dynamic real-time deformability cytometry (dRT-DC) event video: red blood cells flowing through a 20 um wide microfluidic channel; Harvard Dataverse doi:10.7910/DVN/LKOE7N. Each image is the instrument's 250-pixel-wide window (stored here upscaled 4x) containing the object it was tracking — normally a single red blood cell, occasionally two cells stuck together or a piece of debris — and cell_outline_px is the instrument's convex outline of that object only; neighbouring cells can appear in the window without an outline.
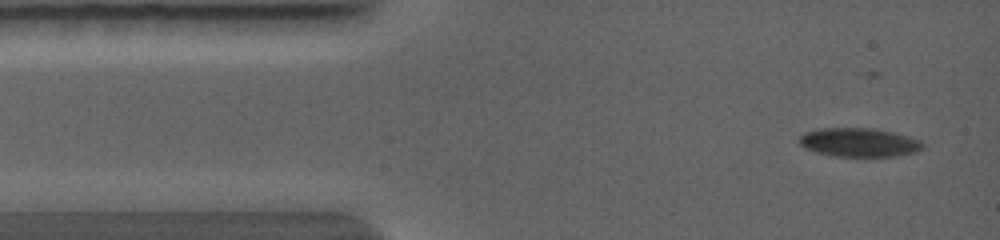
{"species": "common noctule bat (a hibernating species)", "species_latin": "Nyctalus noctula", "temperature_condition": "warm", "stored_images_in_passage": 24, "camera_frame_rate_fps": 5000, "um_per_image_px": 0.085, "animal": {"sex": "female", "body_mass_g": 19.0, "forearm_length_mm": 56.7}, "frame": {"image": 1, "passage_image": 1, "time_ms": 0.0, "image_size_px": [1000, 240], "cell_outline_px": [[916, 144], [912, 148], [868, 156], [860, 156], [828, 152], [812, 148], [804, 144], [800, 140], [804, 136], [812, 132], [828, 128], [868, 128], [884, 132]], "centroid_in_image_um": [72.7, 12.03], "position_along_channel_um": 12.3, "area_um2": 16.36}}
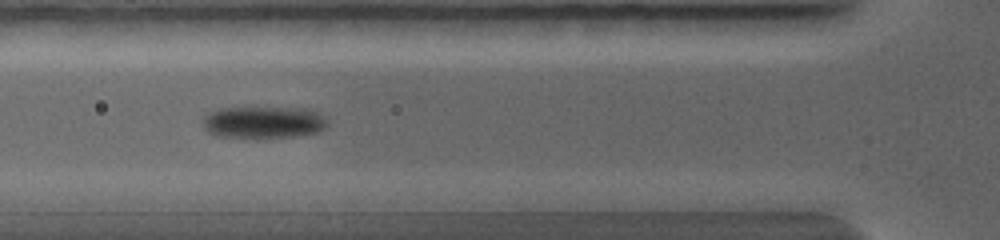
{"frame": {"image": 2, "passage_image": 18, "time_ms": 2.8, "image_size_px": [1000, 240], "cell_outline_px": [[324, 124], [320, 128], [312, 132], [284, 136], [232, 136], [212, 132], [208, 128], [204, 120], [212, 112], [220, 108], [244, 104], [252, 104], [308, 108], [320, 116], [324, 120]], "centroid_in_image_um": [22.37, 10.26], "position_along_channel_um": 103.4, "area_um2": 22.6}}
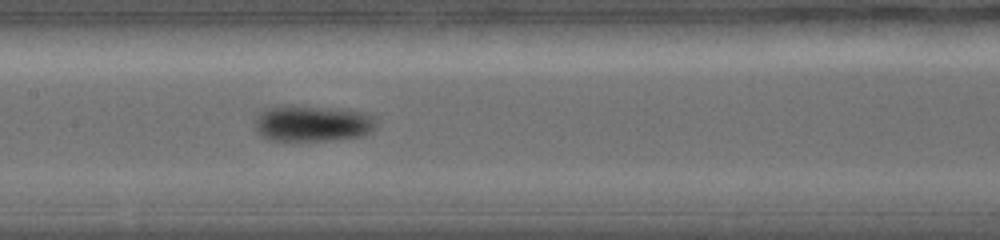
{"frame": {"image": 3, "passage_image": 23, "time_ms": 4.2, "image_size_px": [1000, 240], "cell_outline_px": [[368, 128], [364, 132], [352, 136], [312, 140], [272, 140], [264, 136], [260, 132], [256, 124], [256, 120], [260, 112], [268, 108], [284, 104], [292, 104], [344, 108], [364, 112], [368, 116]], "centroid_in_image_um": [26.37, 10.41], "position_along_channel_um": 181.0, "area_um2": 24.28}}